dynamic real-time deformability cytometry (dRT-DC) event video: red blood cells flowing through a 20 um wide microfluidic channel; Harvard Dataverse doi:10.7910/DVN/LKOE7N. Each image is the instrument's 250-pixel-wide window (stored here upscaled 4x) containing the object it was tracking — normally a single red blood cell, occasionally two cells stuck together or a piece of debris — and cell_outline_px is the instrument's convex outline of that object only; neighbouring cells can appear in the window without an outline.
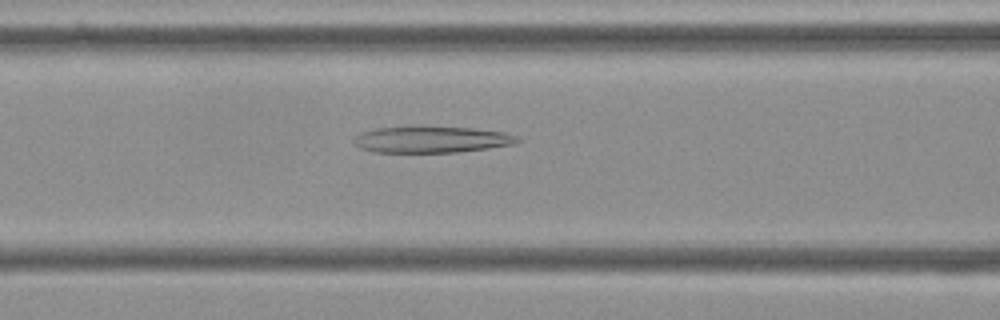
{"species": "Egyptian fruit bat (a non-hibernating species)", "species_latin": "Rousettus aegyptiacus", "temperature_condition": "cold", "stored_images_in_passage": 54, "camera_frame_rate_fps": 3000, "um_per_image_px": 0.085, "frame": {"image": 1, "passage_image": 21, "time_ms": 6.667, "image_size_px": [1000, 320], "cell_outline_px": [[524, 140], [516, 144], [488, 148], [456, 152], [376, 152], [360, 148], [352, 140], [360, 132], [376, 128], [424, 124], [472, 128], [504, 132], [516, 136]], "centroid_in_image_um": [36.69, 11.82], "position_along_channel_um": 129.9, "area_um2": 26.01}}
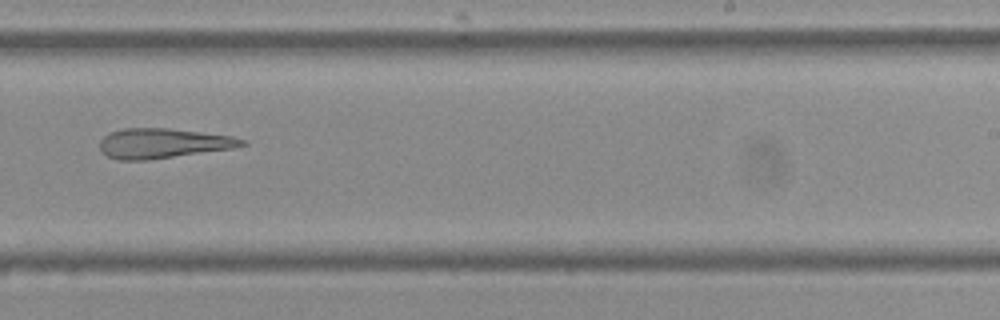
{"frame": {"image": 2, "passage_image": 33, "time_ms": 10.667, "image_size_px": [1000, 320], "cell_outline_px": [[248, 144], [232, 148], [148, 160], [120, 160], [108, 156], [100, 148], [100, 140], [104, 136], [112, 132], [124, 128], [168, 128], [232, 136], [248, 140]], "centroid_in_image_um": [13.87, 12.18], "position_along_channel_um": 275.1, "area_um2": 24.51}}
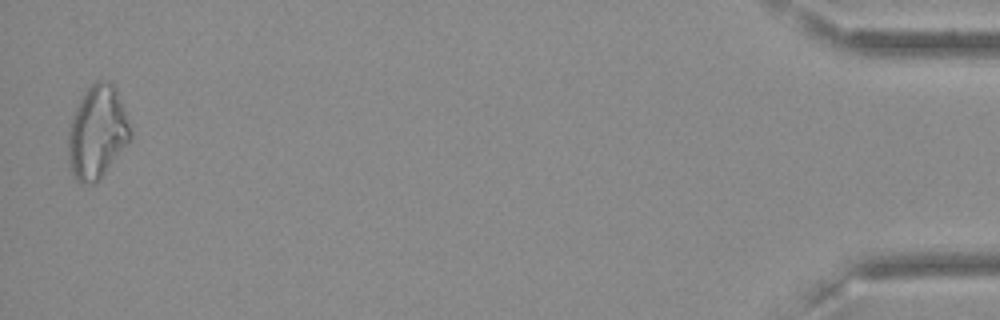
{"frame": {"image": 3, "passage_image": 53, "time_ms": 17.333, "image_size_px": [1000, 320], "cell_outline_px": [[132, 136], [96, 184], [84, 184], [76, 180], [72, 176], [68, 156], [68, 132], [76, 108], [84, 92], [96, 80], [104, 80], [112, 84], [116, 88], [124, 108], [132, 132]], "centroid_in_image_um": [8.25, 11.26], "position_along_channel_um": 426.9, "area_um2": 33.41}, "authors_computed_cell_mechanics": {"area_um2": 29.3046, "velocity_mm_per_s": 3.6441, "shape_relaxation_time_tau1_ms": null, "shape_relaxation_time_tau2_ms": 4.2427, "deformation_change_tau1": null, "deformation_change_tau2": 0.1803}}